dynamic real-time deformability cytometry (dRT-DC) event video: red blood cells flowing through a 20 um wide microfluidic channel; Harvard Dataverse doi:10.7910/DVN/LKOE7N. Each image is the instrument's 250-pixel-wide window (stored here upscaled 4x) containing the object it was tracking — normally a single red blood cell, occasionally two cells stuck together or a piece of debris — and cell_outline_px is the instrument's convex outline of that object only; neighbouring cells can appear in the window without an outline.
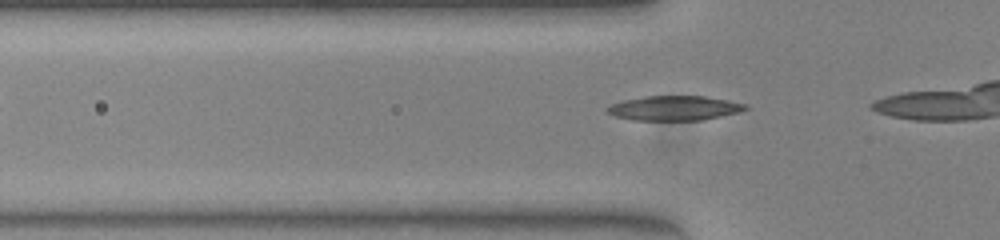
{"species": "common noctule bat (a hibernating species)", "species_latin": "Nyctalus noctula", "temperature_condition": "warm", "stored_images_in_passage": 7, "camera_frame_rate_fps": 3000, "um_per_image_px": 0.085, "animal": {"sex": "female", "body_mass_g": 23.0, "forearm_length_mm": 53.4}, "frame": {"image": 1, "passage_image": 4, "time_ms": 1.0, "image_size_px": [1000, 240], "cell_outline_px": [[748, 108], [740, 112], [700, 120], [632, 120], [616, 116], [608, 112], [604, 108], [612, 104], [624, 100], [644, 96], [704, 96], [728, 100], [748, 104]], "centroid_in_image_um": [57.33, 9.18], "position_along_channel_um": 68.5, "area_um2": 19.77}}